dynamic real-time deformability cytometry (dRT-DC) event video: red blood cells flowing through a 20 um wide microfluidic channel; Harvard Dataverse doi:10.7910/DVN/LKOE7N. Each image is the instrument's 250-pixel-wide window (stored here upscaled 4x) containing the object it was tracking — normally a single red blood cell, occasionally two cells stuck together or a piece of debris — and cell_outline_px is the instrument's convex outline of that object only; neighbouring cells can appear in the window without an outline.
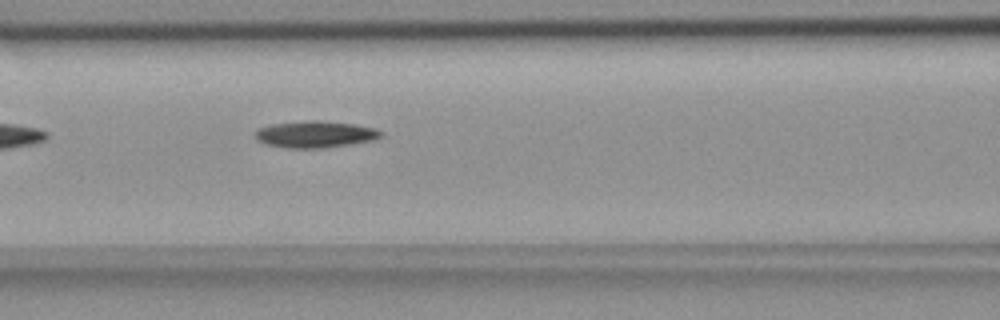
{"species": "common noctule bat (a hibernating species)", "species_latin": "Nyctalus noctula", "temperature_condition": "room temperature", "stored_images_in_passage": 37, "camera_frame_rate_fps": 3000, "um_per_image_px": 0.085, "animal": {"sex": "female", "body_mass_g": 18.4}, "frame": {"image": 1, "passage_image": 6, "time_ms": 1.667, "image_size_px": [1000, 320], "cell_outline_px": [[384, 136], [376, 140], [320, 148], [288, 148], [268, 144], [256, 140], [256, 132], [260, 128], [272, 124], [304, 120], [320, 120], [356, 124], [372, 128], [384, 132]], "centroid_in_image_um": [26.84, 11.4], "position_along_channel_um": 139.8, "area_um2": 19.54}}
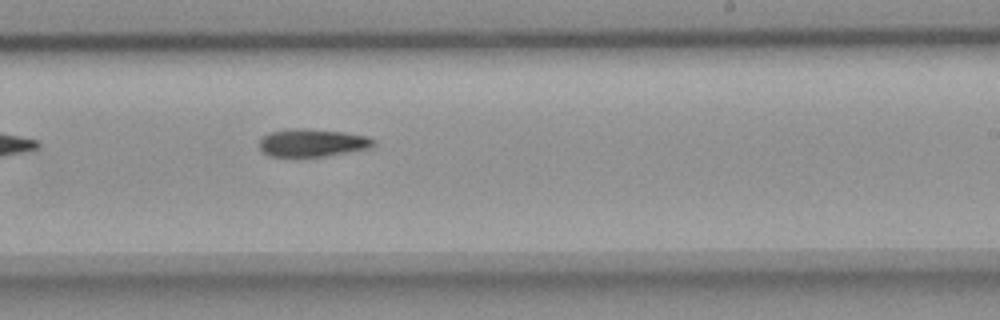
{"frame": {"image": 2, "passage_image": 16, "time_ms": 5.0, "image_size_px": [1000, 320], "cell_outline_px": [[376, 144], [368, 148], [324, 156], [268, 156], [260, 148], [260, 140], [268, 132], [292, 128], [308, 128], [344, 132], [368, 136], [376, 140]], "centroid_in_image_um": [26.55, 12.11], "position_along_channel_um": 262.4, "area_um2": 18.44}}
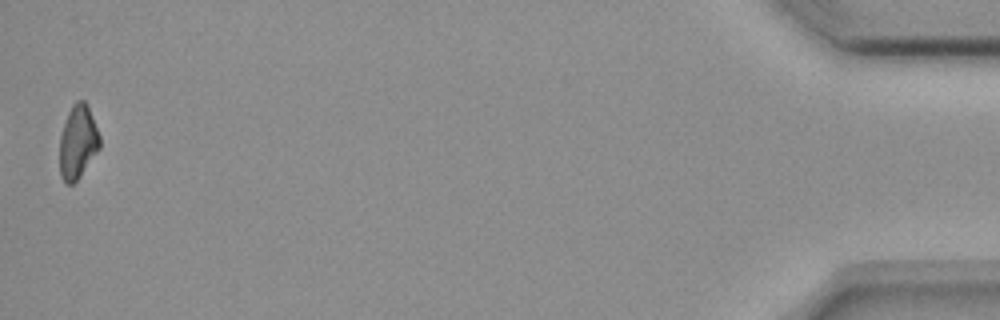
{"frame": {"image": 3, "passage_image": 37, "time_ms": 12.0, "image_size_px": [1000, 320], "cell_outline_px": [[100, 148], [76, 180], [72, 184], [64, 184], [60, 176], [60, 136], [68, 112], [72, 104], [76, 100], [84, 100], [88, 104], [100, 136]], "centroid_in_image_um": [6.61, 12.05], "position_along_channel_um": 428.6, "area_um2": 17.17}}